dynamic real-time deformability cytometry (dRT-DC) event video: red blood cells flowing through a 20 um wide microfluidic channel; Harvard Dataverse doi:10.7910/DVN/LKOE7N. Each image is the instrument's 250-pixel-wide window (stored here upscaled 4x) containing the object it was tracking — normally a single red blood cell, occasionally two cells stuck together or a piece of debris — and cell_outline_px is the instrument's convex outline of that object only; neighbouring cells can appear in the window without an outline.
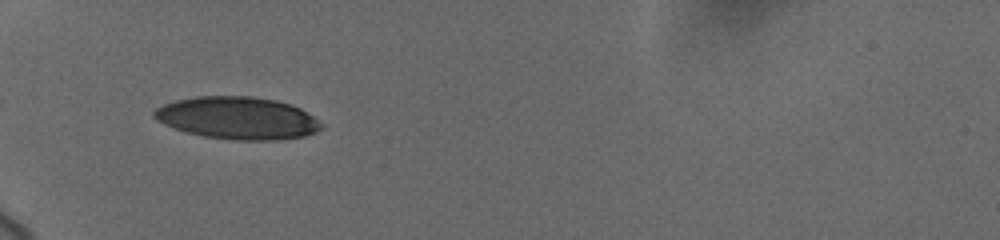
{"species": "human", "species_latin": "Homo sapiens", "temperature_condition": "cold", "stored_images_in_passage": 36, "camera_frame_rate_fps": 3000, "um_per_image_px": 0.085, "donor": {"sex": "female"}, "frame": {"image": 1, "passage_image": 1, "time_ms": 0.0, "image_size_px": [1000, 240], "cell_outline_px": [[324, 128], [316, 132], [304, 136], [276, 140], [236, 140], [204, 136], [184, 132], [164, 124], [156, 120], [152, 116], [152, 112], [156, 108], [164, 104], [176, 100], [196, 96], [252, 96], [276, 100], [292, 104], [300, 108], [324, 124]], "centroid_in_image_um": [20.19, 10.03], "position_along_channel_um": 64.8, "area_um2": 41.56}}
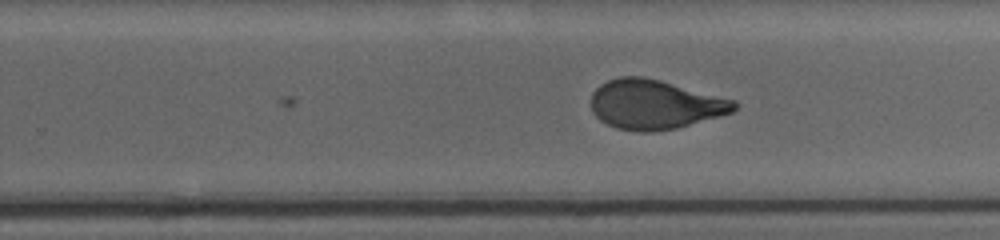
{"frame": {"image": 2, "passage_image": 19, "time_ms": 6.0, "image_size_px": [1000, 240], "cell_outline_px": [[736, 108], [732, 112], [720, 116], [676, 128], [644, 132], [616, 128], [600, 120], [592, 112], [592, 92], [600, 84], [608, 80], [620, 76], [644, 76], [660, 80], [736, 100]], "centroid_in_image_um": [55.65, 8.86], "position_along_channel_um": 274.2, "area_um2": 41.04}}
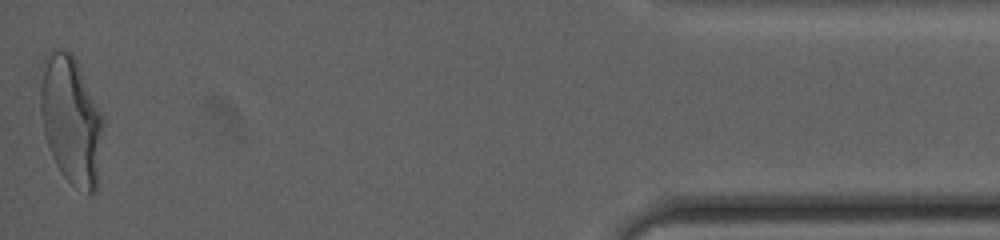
{"frame": {"image": 3, "passage_image": 36, "time_ms": 12.0, "image_size_px": [1000, 240], "cell_outline_px": [[104, 124], [96, 192], [88, 196], [72, 184], [60, 172], [52, 156], [44, 132], [40, 112], [40, 64], [44, 56], [52, 48], [56, 48], [72, 52], [104, 116]], "centroid_in_image_um": [6.04, 10.17], "position_along_channel_um": 429.2, "area_um2": 47.74}, "authors_computed_cell_mechanics": {"area_um2": 42.194, "velocity_mm_per_s": 3.6853, "shape_relaxation_time_tau1_ms": 5.1547, "shape_relaxation_time_tau2_ms": 0.8101, "deformation_change_tau1": 0.1852, "deformation_change_tau2": 0.0701}}